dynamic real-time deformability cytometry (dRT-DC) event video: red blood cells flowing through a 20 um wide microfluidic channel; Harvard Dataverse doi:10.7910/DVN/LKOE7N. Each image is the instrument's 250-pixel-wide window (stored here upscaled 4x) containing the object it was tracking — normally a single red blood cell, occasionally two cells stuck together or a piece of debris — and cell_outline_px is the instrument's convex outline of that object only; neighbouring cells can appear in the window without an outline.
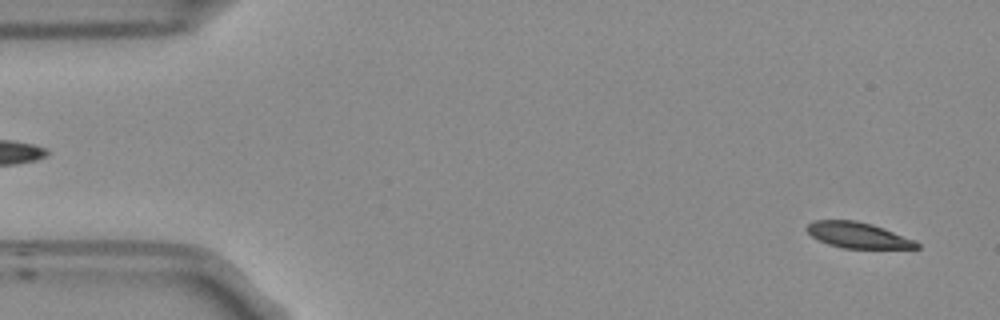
{"species": "Egyptian fruit bat (a non-hibernating species)", "species_latin": "Rousettus aegyptiacus", "temperature_condition": "room temperature", "stored_images_in_passage": 37, "camera_frame_rate_fps": 3000, "um_per_image_px": 0.085, "frame": {"image": 1, "passage_image": 2, "time_ms": 0.333, "image_size_px": [1000, 320], "cell_outline_px": [[920, 248], [844, 248], [828, 244], [812, 236], [804, 228], [812, 220], [856, 220], [872, 224], [884, 228], [916, 240], [920, 244]], "centroid_in_image_um": [72.93, 19.98], "position_along_channel_um": 12.1, "area_um2": 16.53}}
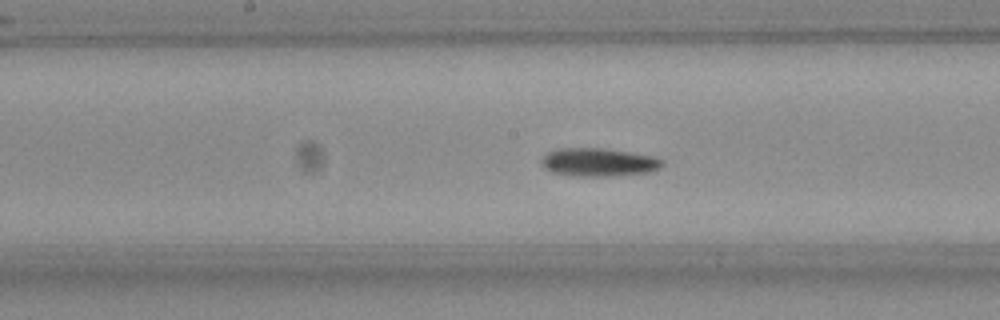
{"frame": {"image": 2, "passage_image": 26, "time_ms": 8.333, "image_size_px": [1000, 320], "cell_outline_px": [[664, 164], [660, 168], [648, 172], [612, 176], [572, 176], [552, 172], [540, 164], [540, 160], [548, 152], [556, 148], [604, 148], [656, 156], [664, 160]], "centroid_in_image_um": [50.89, 13.78], "position_along_channel_um": 197.3, "area_um2": 20.11}}
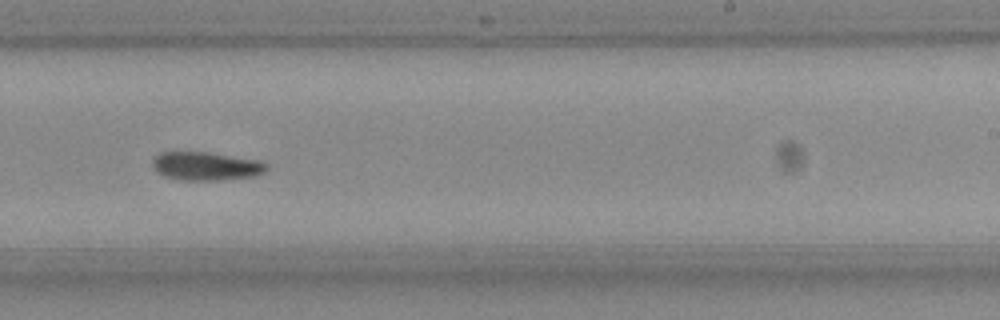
{"frame": {"image": 3, "passage_image": 32, "time_ms": 10.333, "image_size_px": [1000, 320], "cell_outline_px": [[268, 168], [264, 172], [252, 176], [220, 180], [180, 180], [164, 176], [156, 172], [152, 168], [152, 156], [160, 152], [204, 152], [256, 160], [268, 164]], "centroid_in_image_um": [17.42, 14.12], "position_along_channel_um": 271.6, "area_um2": 18.84}}